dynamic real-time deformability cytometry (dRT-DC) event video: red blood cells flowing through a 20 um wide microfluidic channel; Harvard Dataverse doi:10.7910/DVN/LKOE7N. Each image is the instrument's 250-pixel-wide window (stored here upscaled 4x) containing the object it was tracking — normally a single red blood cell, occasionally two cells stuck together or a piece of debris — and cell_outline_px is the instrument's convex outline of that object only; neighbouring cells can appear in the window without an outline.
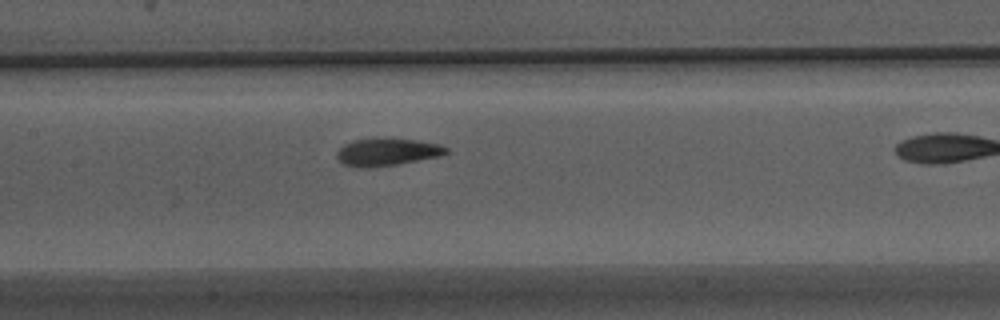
{"species": "Egyptian fruit bat (a non-hibernating species)", "species_latin": "Rousettus aegyptiacus", "temperature_condition": "warm", "stored_images_in_passage": 24, "camera_frame_rate_fps": 3000, "um_per_image_px": 0.085, "animal": {"sex": "male"}, "frame": {"image": 1, "passage_image": 8, "time_ms": 2.333, "image_size_px": [1000, 320], "cell_outline_px": [[452, 152], [440, 156], [396, 164], [368, 168], [356, 168], [344, 164], [336, 156], [336, 152], [344, 144], [352, 140], [376, 136], [416, 140], [440, 144], [448, 148]], "centroid_in_image_um": [32.9, 12.89], "position_along_channel_um": 174.5, "area_um2": 18.03}}
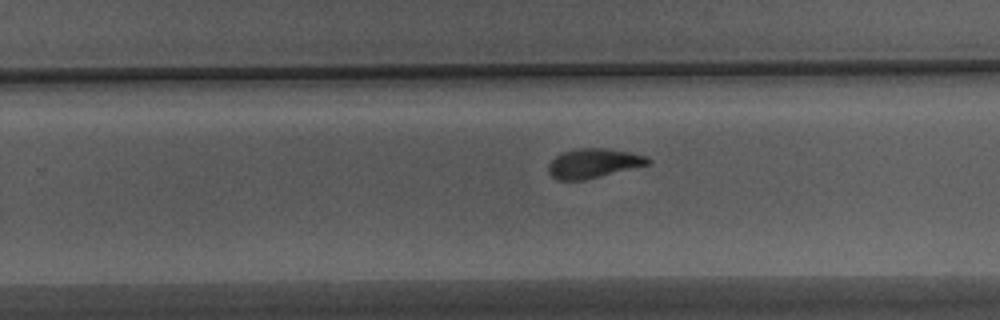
{"frame": {"image": 2, "passage_image": 16, "time_ms": 5.0, "image_size_px": [1000, 320], "cell_outline_px": [[652, 164], [584, 180], [556, 180], [548, 172], [548, 164], [556, 156], [564, 152], [576, 148], [604, 148], [628, 152], [648, 156], [652, 160]], "centroid_in_image_um": [50.47, 13.88], "position_along_channel_um": 279.3, "area_um2": 17.17}}
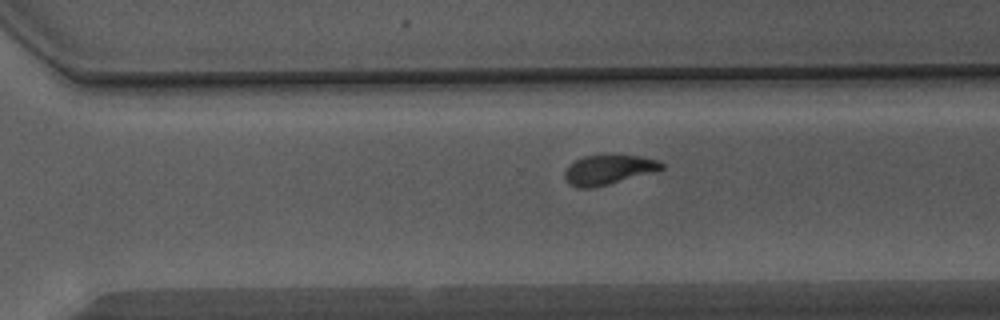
{"frame": {"image": 3, "passage_image": 19, "time_ms": 6.0, "image_size_px": [1000, 320], "cell_outline_px": [[664, 168], [652, 172], [608, 184], [592, 188], [576, 188], [564, 176], [564, 172], [576, 160], [584, 156], [612, 152], [640, 156], [656, 160], [664, 164]], "centroid_in_image_um": [51.74, 14.37], "position_along_channel_um": 318.9, "area_um2": 16.88}, "authors_computed_cell_mechanics": {"area_um2": 17.5712, "velocity_mm_per_s": 3.9431, "shape_relaxation_time_tau1_ms": 2.25, "shape_relaxation_time_tau2_ms": 0.4567, "deformation_change_tau1": 0.1171, "deformation_change_tau2": 0.0747}}